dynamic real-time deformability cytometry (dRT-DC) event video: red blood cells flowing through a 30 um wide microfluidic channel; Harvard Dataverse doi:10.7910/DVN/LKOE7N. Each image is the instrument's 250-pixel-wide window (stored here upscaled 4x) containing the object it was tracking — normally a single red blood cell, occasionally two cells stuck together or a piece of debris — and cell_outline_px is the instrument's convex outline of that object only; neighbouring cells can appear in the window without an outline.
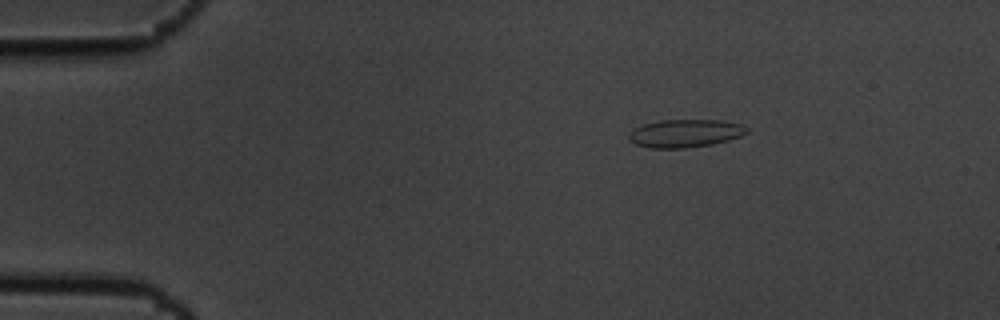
{"species": "common noctule bat (a hibernating species)", "species_latin": "Nyctalus noctula", "temperature_condition": "cold", "stored_images_in_passage": 5, "camera_frame_rate_fps": 3000, "um_per_image_px": 0.085, "animal": {"sex": "male", "body_mass_g": 19.5, "forearm_length_mm": 54.6}, "frame": {"image": 1, "passage_image": 3, "time_ms": 0.667, "image_size_px": [1000, 320], "cell_outline_px": [[748, 132], [740, 136], [728, 140], [712, 144], [684, 148], [652, 148], [636, 144], [628, 136], [636, 128], [644, 124], [660, 120], [720, 120], [740, 124], [748, 128]], "centroid_in_image_um": [58.28, 11.33], "position_along_channel_um": 26.7, "area_um2": 18.9}}